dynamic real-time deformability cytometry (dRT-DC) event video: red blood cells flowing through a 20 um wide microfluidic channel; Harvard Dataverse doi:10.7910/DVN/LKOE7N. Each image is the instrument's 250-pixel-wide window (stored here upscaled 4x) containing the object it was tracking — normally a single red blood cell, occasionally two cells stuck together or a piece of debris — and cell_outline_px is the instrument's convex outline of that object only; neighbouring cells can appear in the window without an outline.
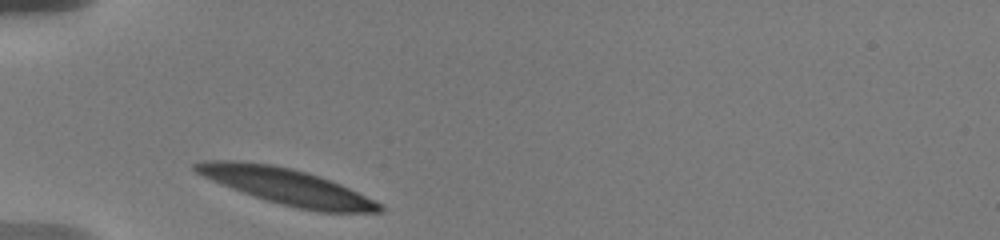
{"species": "human", "species_latin": "Homo sapiens", "temperature_condition": "warm", "stored_images_in_passage": 8, "camera_frame_rate_fps": 3000, "um_per_image_px": 0.085, "donor": {"sex": "male"}, "frame": {"image": 1, "passage_image": 1, "time_ms": 0.0, "image_size_px": [1000, 240], "cell_outline_px": [[384, 212], [320, 212], [296, 208], [280, 204], [232, 188], [212, 180], [196, 172], [192, 168], [192, 164], [204, 160], [232, 160], [272, 164], [292, 168], [308, 172], [320, 176], [340, 184], [376, 200], [384, 204]], "centroid_in_image_um": [24.43, 15.85], "position_along_channel_um": 60.6, "area_um2": 38.49}}
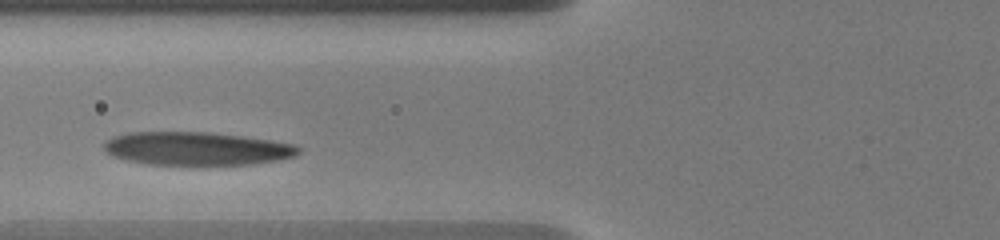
{"frame": {"image": 2, "passage_image": 3, "time_ms": 1.667, "image_size_px": [1000, 240], "cell_outline_px": [[300, 152], [296, 156], [280, 160], [252, 164], [148, 164], [124, 160], [112, 156], [104, 148], [104, 144], [112, 136], [128, 132], [208, 132], [272, 140], [296, 144], [300, 148]], "centroid_in_image_um": [16.74, 12.62], "position_along_channel_um": 109.1, "area_um2": 37.69}}
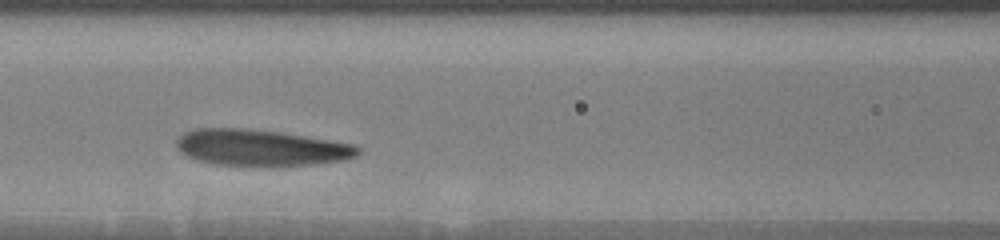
{"frame": {"image": 3, "passage_image": 6, "time_ms": 2.667, "image_size_px": [1000, 240], "cell_outline_px": [[360, 152], [356, 156], [348, 160], [316, 164], [212, 164], [196, 160], [180, 152], [176, 148], [176, 140], [184, 132], [196, 128], [244, 128], [280, 132], [356, 144], [360, 148]], "centroid_in_image_um": [22.18, 12.53], "position_along_channel_um": 144.4, "area_um2": 38.03}}